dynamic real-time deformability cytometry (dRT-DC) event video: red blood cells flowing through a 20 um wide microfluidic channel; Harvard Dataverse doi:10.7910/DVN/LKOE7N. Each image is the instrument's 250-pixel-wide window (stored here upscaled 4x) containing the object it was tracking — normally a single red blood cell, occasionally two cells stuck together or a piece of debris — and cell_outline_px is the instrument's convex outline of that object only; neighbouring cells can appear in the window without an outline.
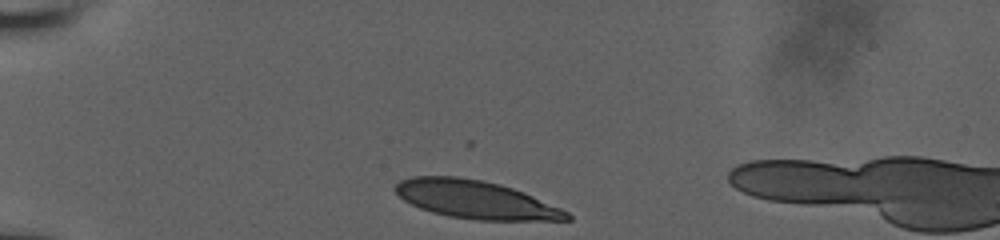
{"species": "human", "species_latin": "Homo sapiens", "temperature_condition": "room temperature", "stored_images_in_passage": 28, "camera_frame_rate_fps": 3000, "um_per_image_px": 0.085, "donor": {"sex": "male"}, "frame": {"image": 1, "passage_image": 1, "time_ms": 0.0, "image_size_px": [1000, 240], "cell_outline_px": [[572, 220], [476, 220], [448, 216], [432, 212], [420, 208], [404, 200], [396, 192], [396, 184], [400, 180], [412, 176], [456, 176], [480, 180], [500, 184], [524, 192], [560, 208], [568, 212], [572, 216]], "centroid_in_image_um": [40.43, 16.97], "position_along_channel_um": 44.6, "area_um2": 37.8}}
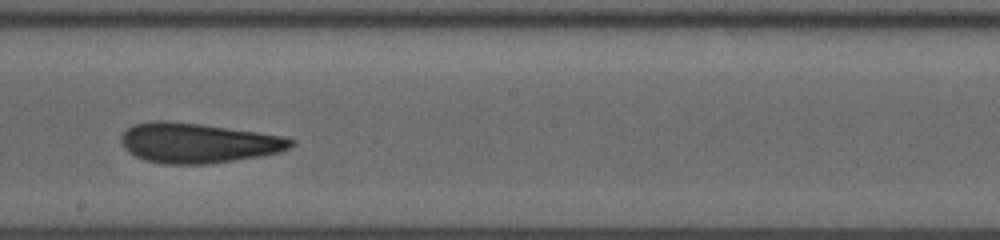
{"frame": {"image": 2, "passage_image": 16, "time_ms": 6.0, "image_size_px": [1000, 240], "cell_outline_px": [[292, 144], [288, 148], [276, 152], [260, 156], [208, 164], [164, 164], [144, 160], [128, 152], [124, 148], [120, 140], [120, 136], [128, 128], [136, 124], [156, 120], [168, 120], [200, 124], [256, 132], [280, 136], [292, 140]], "centroid_in_image_um": [16.74, 12.15], "position_along_channel_um": 231.5, "area_um2": 39.07}}
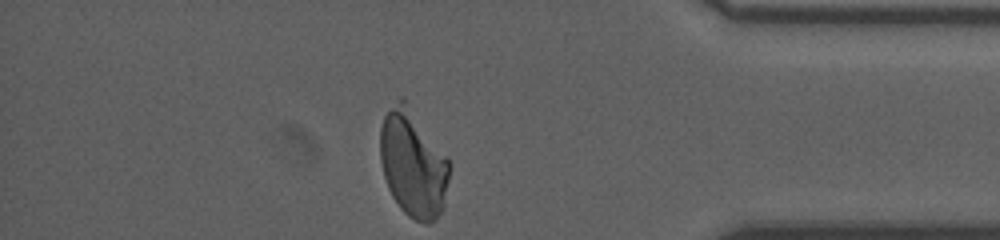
{"frame": {"image": 3, "passage_image": 28, "time_ms": 11.0, "image_size_px": [1000, 240], "cell_outline_px": [[448, 180], [444, 208], [436, 220], [428, 224], [416, 220], [408, 216], [400, 208], [392, 196], [388, 188], [384, 176], [380, 160], [380, 128], [384, 116], [400, 96], [404, 96], [448, 160]], "centroid_in_image_um": [35.09, 13.92], "position_along_channel_um": 400.1, "area_um2": 43.0}, "authors_computed_cell_mechanics": {"area_um2": 39.1017, "velocity_mm_per_s": 3.8452, "shape_relaxation_time_tau1_ms": null, "shape_relaxation_time_tau2_ms": 2.0606, "deformation_change_tau1": null, "deformation_change_tau2": 0.0806}}